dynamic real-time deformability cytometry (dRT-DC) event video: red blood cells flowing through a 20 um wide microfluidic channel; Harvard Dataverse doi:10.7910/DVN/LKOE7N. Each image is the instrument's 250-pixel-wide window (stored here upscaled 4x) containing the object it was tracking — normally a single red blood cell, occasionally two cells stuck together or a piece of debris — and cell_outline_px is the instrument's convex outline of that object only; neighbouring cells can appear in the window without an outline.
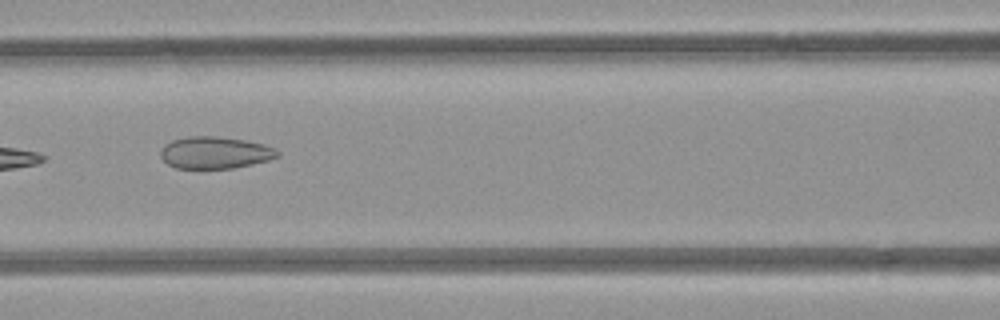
{"species": "common noctule bat (a hibernating species)", "species_latin": "Nyctalus noctula", "temperature_condition": "room temperature", "stored_images_in_passage": 5, "camera_frame_rate_fps": 3000, "um_per_image_px": 0.085, "animal": {"sex": "female", "body_mass_g": 21.9}, "frame": {"image": 1, "passage_image": 4, "time_ms": 4.333, "image_size_px": [1000, 320], "cell_outline_px": [[280, 156], [268, 160], [252, 164], [232, 168], [176, 168], [168, 164], [160, 156], [160, 152], [164, 144], [172, 140], [188, 136], [216, 136], [244, 140], [264, 144], [276, 148], [280, 152]], "centroid_in_image_um": [18.29, 12.97], "position_along_channel_um": 148.3, "area_um2": 21.85}}
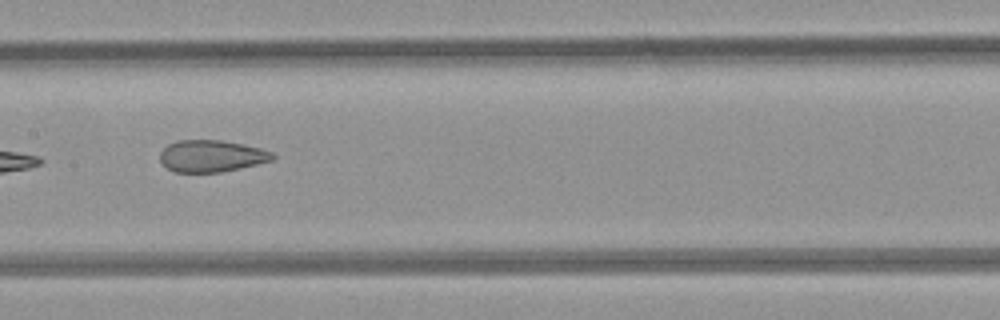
{"frame": {"image": 2, "passage_image": 5, "time_ms": 5.333, "image_size_px": [1000, 320], "cell_outline_px": [[276, 156], [272, 160], [240, 168], [220, 172], [176, 172], [168, 168], [160, 160], [160, 152], [168, 144], [176, 140], [220, 140], [260, 148], [272, 152]], "centroid_in_image_um": [17.96, 13.26], "position_along_channel_um": 189.4, "area_um2": 20.69}}